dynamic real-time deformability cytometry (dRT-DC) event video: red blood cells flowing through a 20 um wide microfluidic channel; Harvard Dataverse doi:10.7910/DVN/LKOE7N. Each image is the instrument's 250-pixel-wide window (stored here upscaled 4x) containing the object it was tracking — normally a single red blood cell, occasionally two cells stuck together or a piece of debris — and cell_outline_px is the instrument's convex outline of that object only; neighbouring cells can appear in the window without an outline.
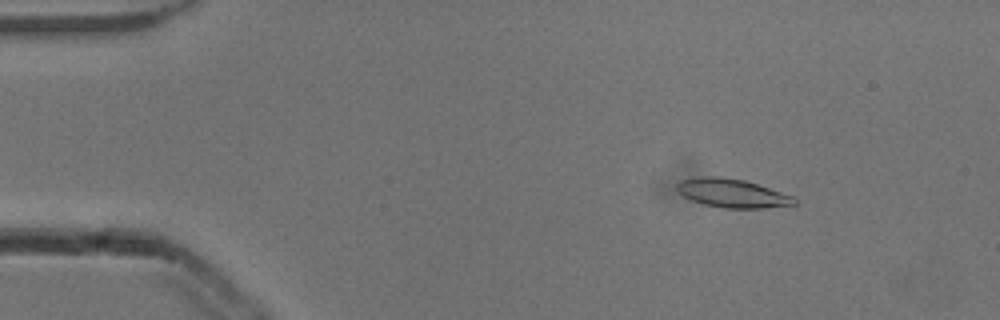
{"species": "common noctule bat (a hibernating species)", "species_latin": "Nyctalus noctula", "temperature_condition": "cold", "stored_images_in_passage": 55, "segment_of_instrument_passage": [1, 2], "camera_frame_rate_fps": 3000, "um_per_image_px": 0.085, "animal": {"sex": "male", "body_mass_g": 13.3}, "frame": {"image": 1, "passage_image": 8, "time_ms": 2.333, "image_size_px": [1000, 320], "cell_outline_px": [[796, 204], [764, 208], [724, 208], [704, 204], [692, 200], [684, 196], [676, 188], [676, 184], [680, 180], [696, 176], [720, 176], [744, 180], [792, 196], [796, 200]], "centroid_in_image_um": [62.18, 16.41], "position_along_channel_um": 22.8, "area_um2": 19.42}}
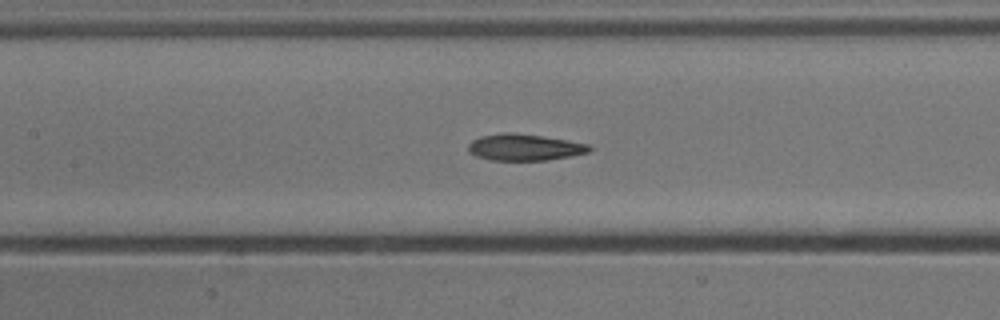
{"frame": {"image": 2, "passage_image": 25, "time_ms": 8.0, "image_size_px": [1000, 320], "cell_outline_px": [[592, 148], [588, 152], [572, 156], [548, 160], [492, 160], [476, 156], [468, 152], [468, 144], [472, 140], [480, 136], [504, 132], [508, 132], [540, 136], [588, 144]], "centroid_in_image_um": [44.54, 12.52], "position_along_channel_um": 162.9, "area_um2": 18.55}}
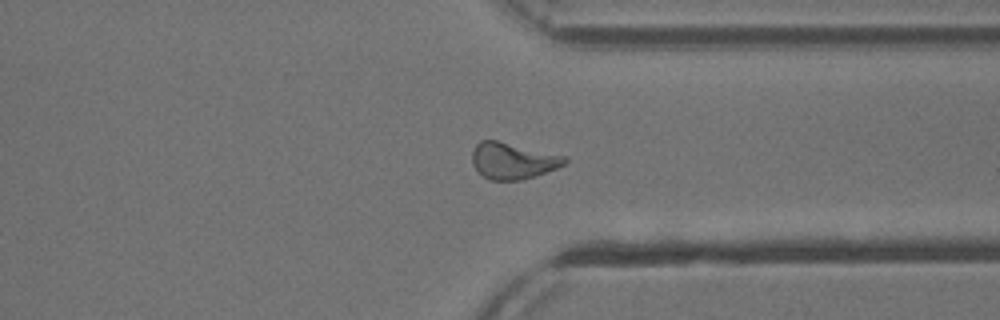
{"frame": {"image": 3, "passage_image": 41, "time_ms": 13.333, "image_size_px": [1000, 320], "cell_outline_px": [[568, 160], [564, 164], [556, 168], [520, 180], [488, 180], [472, 164], [472, 152], [476, 144], [480, 140], [496, 140], [568, 156]], "centroid_in_image_um": [43.58, 13.65], "position_along_channel_um": 367.8, "area_um2": 19.48}}